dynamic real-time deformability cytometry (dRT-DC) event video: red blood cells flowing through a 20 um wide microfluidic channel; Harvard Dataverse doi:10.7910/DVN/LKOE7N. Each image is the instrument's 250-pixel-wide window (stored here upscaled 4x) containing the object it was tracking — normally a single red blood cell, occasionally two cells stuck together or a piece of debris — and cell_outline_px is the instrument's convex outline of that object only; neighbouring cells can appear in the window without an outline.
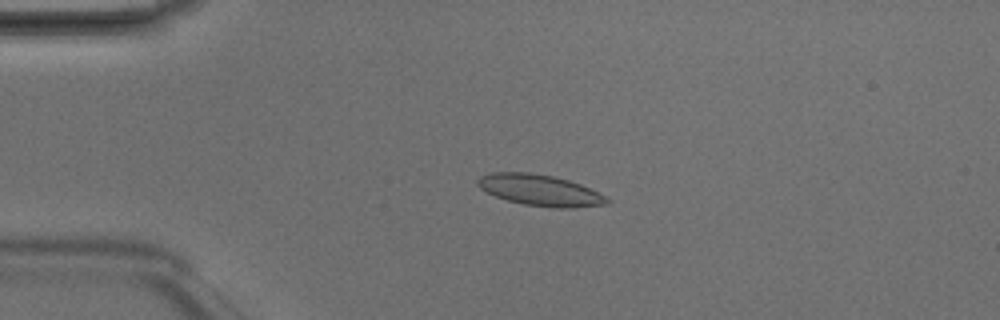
{"species": "Egyptian fruit bat (a non-hibernating species)", "species_latin": "Rousettus aegyptiacus", "temperature_condition": "room temperature", "stored_images_in_passage": 5, "camera_frame_rate_fps": 3000, "um_per_image_px": 0.085, "animal": {"sex": "male"}, "frame": {"image": 1, "passage_image": 4, "time_ms": 1.0, "image_size_px": [1000, 320], "cell_outline_px": [[612, 200], [608, 204], [572, 208], [556, 208], [524, 204], [508, 200], [496, 196], [480, 188], [476, 184], [476, 180], [480, 176], [492, 172], [528, 172], [552, 176], [568, 180], [580, 184]], "centroid_in_image_um": [45.89, 16.17], "position_along_channel_um": 39.1, "area_um2": 23.29}}